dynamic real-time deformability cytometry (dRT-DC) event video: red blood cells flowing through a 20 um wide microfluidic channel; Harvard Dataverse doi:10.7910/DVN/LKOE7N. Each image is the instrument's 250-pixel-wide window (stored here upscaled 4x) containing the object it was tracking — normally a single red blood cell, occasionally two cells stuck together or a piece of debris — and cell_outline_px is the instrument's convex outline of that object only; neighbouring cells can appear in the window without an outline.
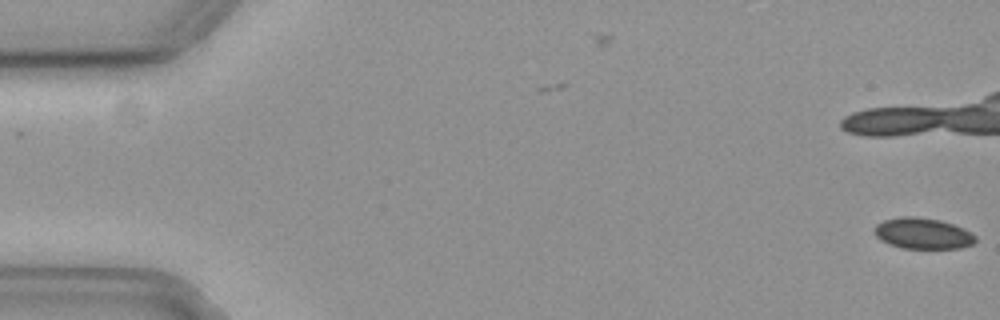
{"species": "common noctule bat (a hibernating species)", "species_latin": "Nyctalus noctula", "temperature_condition": "cold", "stored_images_in_passage": 16, "camera_frame_rate_fps": 3000, "um_per_image_px": 0.085, "animal": {"sex": "female", "body_mass_g": 19.3, "forearm_length_mm": 54.1}, "frame": {"image": 1, "passage_image": 1, "time_ms": 0.0, "image_size_px": [1000, 320], "cell_outline_px": [[976, 240], [972, 244], [960, 248], [904, 248], [888, 244], [880, 240], [876, 236], [876, 224], [884, 220], [900, 216], [916, 216], [940, 220], [964, 228], [976, 236]], "centroid_in_image_um": [78.44, 19.83], "position_along_channel_um": 6.6, "area_um2": 18.21}}